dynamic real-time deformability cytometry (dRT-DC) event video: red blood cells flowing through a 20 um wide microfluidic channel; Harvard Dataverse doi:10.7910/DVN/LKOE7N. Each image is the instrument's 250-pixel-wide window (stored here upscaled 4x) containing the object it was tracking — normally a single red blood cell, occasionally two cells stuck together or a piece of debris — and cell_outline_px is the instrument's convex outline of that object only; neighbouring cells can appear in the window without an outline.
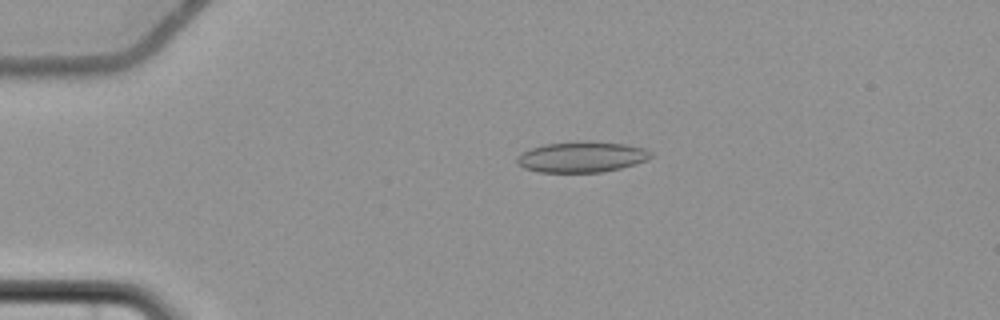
{"species": "common noctule bat (a hibernating species)", "species_latin": "Nyctalus noctula", "temperature_condition": "cold", "stored_images_in_passage": 57, "camera_frame_rate_fps": 3000, "um_per_image_px": 0.085, "animal": {"sex": "female", "body_mass_g": 22.7, "forearm_length_mm": 54.2}, "frame": {"image": 1, "passage_image": 13, "time_ms": 4.0, "image_size_px": [1000, 320], "cell_outline_px": [[652, 156], [648, 160], [636, 164], [604, 172], [540, 172], [524, 168], [516, 160], [516, 156], [532, 148], [544, 144], [584, 140], [588, 140], [628, 144], [644, 148], [652, 152]], "centroid_in_image_um": [49.5, 13.32], "position_along_channel_um": 35.5, "area_um2": 24.22}}
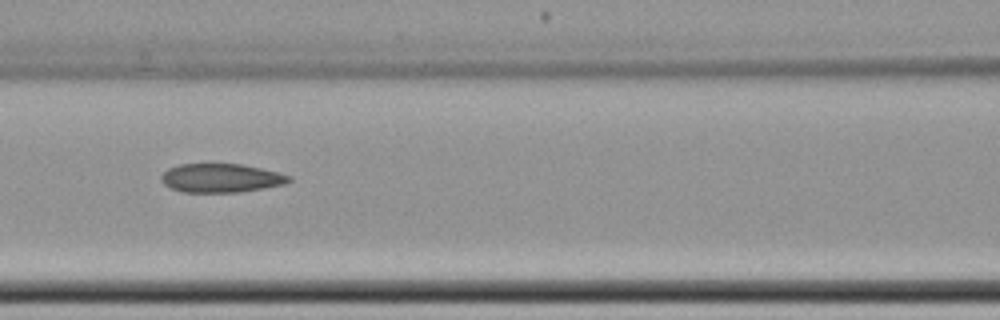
{"frame": {"image": 2, "passage_image": 26, "time_ms": 8.333, "image_size_px": [1000, 320], "cell_outline_px": [[292, 180], [284, 184], [264, 188], [240, 192], [180, 192], [164, 184], [160, 180], [160, 176], [168, 168], [180, 164], [240, 164], [260, 168], [292, 176]], "centroid_in_image_um": [18.77, 15.14], "position_along_channel_um": 147.8, "area_um2": 21.39}}
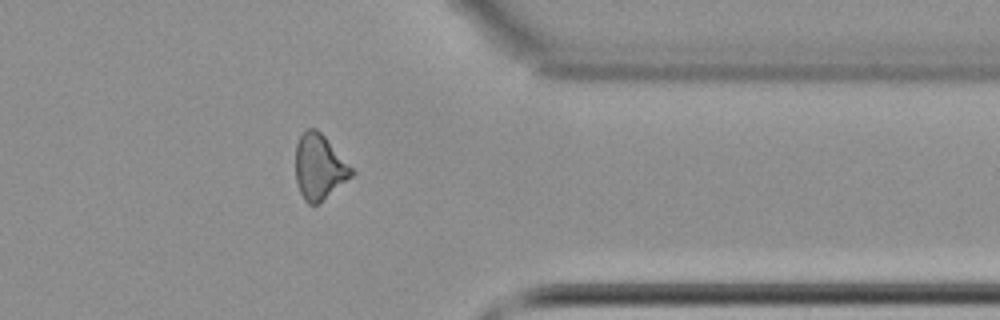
{"frame": {"image": 3, "passage_image": 46, "time_ms": 15.0, "image_size_px": [1000, 320], "cell_outline_px": [[356, 172], [352, 176], [316, 204], [308, 204], [304, 200], [300, 192], [296, 180], [296, 144], [300, 136], [308, 128], [316, 128], [324, 136]], "centroid_in_image_um": [27.12, 14.18], "position_along_channel_um": 384.3, "area_um2": 20.81}, "authors_computed_cell_mechanics": {"area_um2": 22.7154, "velocity_mm_per_s": 3.6948, "shape_relaxation_time_tau1_ms": null, "shape_relaxation_time_tau2_ms": 9.5846, "deformation_change_tau1": null, "deformation_change_tau2": 0.1766}}